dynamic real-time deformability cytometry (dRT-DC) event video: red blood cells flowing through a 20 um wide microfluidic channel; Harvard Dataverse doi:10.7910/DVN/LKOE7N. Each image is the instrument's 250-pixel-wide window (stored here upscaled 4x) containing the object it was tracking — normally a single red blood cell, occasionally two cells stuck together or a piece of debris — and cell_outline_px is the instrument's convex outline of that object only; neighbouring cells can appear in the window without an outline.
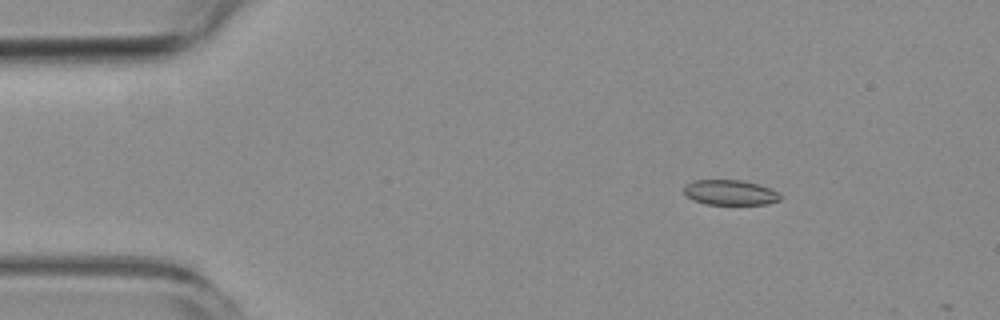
{"species": "common noctule bat (a hibernating species)", "species_latin": "Nyctalus noctula", "temperature_condition": "room temperature", "stored_images_in_passage": 2, "camera_frame_rate_fps": 3000, "um_per_image_px": 0.085, "animal": {"sex": "female", "body_mass_g": 19.3, "forearm_length_mm": 54.1}, "frame": {"image": 1, "passage_image": 1, "time_ms": 0.0, "image_size_px": [1000, 320], "cell_outline_px": [[780, 200], [768, 204], [704, 204], [692, 200], [684, 192], [684, 184], [692, 180], [740, 180], [760, 184], [772, 188], [780, 192]], "centroid_in_image_um": [62.07, 16.35], "position_along_channel_um": 22.9, "area_um2": 14.33}}